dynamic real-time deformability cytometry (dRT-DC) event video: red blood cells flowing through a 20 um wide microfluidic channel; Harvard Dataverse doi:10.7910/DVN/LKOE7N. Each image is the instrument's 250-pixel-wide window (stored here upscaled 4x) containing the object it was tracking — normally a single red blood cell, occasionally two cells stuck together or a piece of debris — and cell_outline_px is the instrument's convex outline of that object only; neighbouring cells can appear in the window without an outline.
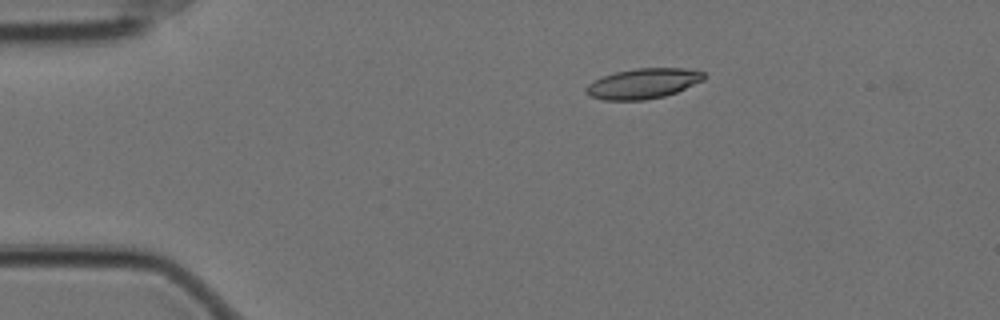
{"species": "Egyptian fruit bat (a non-hibernating species)", "species_latin": "Rousettus aegyptiacus", "temperature_condition": "cold", "stored_images_in_passage": 41, "camera_frame_rate_fps": 3000, "um_per_image_px": 0.085, "animal": {"sex": "female"}, "frame": {"image": 1, "passage_image": 1, "time_ms": 0.0, "image_size_px": [1000, 320], "cell_outline_px": [[708, 76], [704, 80], [676, 92], [664, 96], [644, 100], [604, 100], [588, 96], [584, 92], [584, 88], [592, 80], [616, 72], [636, 68], [684, 68], [704, 72]], "centroid_in_image_um": [54.64, 7.1], "position_along_channel_um": 30.4, "area_um2": 20.92}}
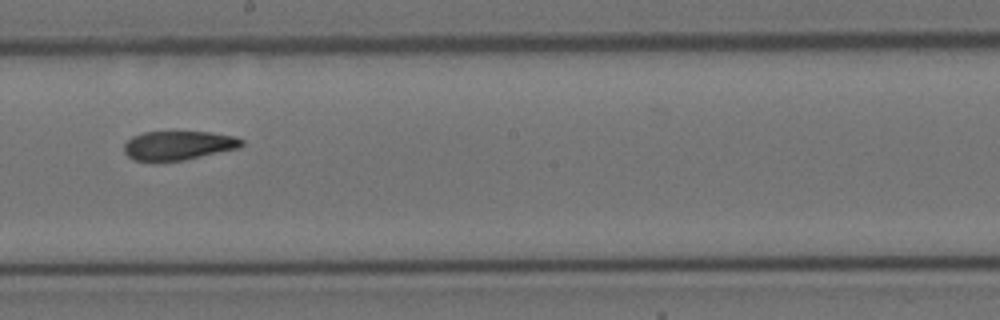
{"frame": {"image": 2, "passage_image": 23, "time_ms": 7.333, "image_size_px": [1000, 320], "cell_outline_px": [[244, 144], [240, 148], [184, 160], [132, 160], [124, 152], [124, 144], [132, 136], [144, 132], [212, 132], [236, 136], [244, 140]], "centroid_in_image_um": [15.21, 12.35], "position_along_channel_um": 233.0, "area_um2": 19.88}}
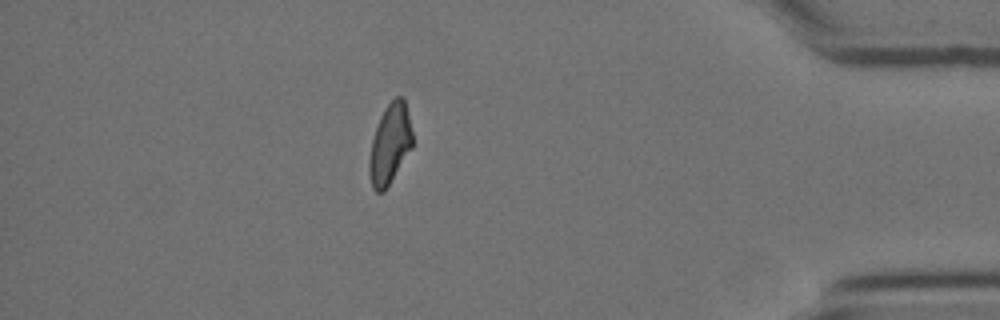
{"frame": {"image": 3, "passage_image": 41, "time_ms": 13.333, "image_size_px": [1000, 320], "cell_outline_px": [[412, 148], [384, 192], [376, 192], [372, 188], [368, 172], [368, 164], [372, 140], [380, 116], [384, 108], [396, 96], [404, 96], [412, 132]], "centroid_in_image_um": [33.13, 12.25], "position_along_channel_um": 402.1, "area_um2": 20.17}, "authors_computed_cell_mechanics": {"area_um2": 21.097, "velocity_mm_per_s": 3.4926, "shape_relaxation_time_tau1_ms": 7.651, "shape_relaxation_time_tau2_ms": 4.7528, "deformation_change_tau1": 0.2, "deformation_change_tau2": 0.1234}}